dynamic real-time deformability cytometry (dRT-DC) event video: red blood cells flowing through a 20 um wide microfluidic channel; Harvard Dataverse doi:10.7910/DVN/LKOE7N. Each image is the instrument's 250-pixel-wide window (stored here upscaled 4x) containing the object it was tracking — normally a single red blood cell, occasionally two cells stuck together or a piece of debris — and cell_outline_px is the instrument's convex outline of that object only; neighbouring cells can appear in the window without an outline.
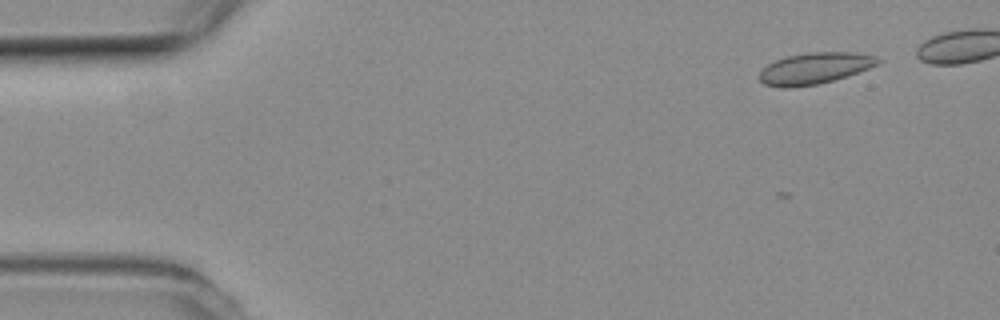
{"species": "common noctule bat (a hibernating species)", "species_latin": "Nyctalus noctula", "temperature_condition": "room temperature", "stored_images_in_passage": 2, "camera_frame_rate_fps": 3000, "um_per_image_px": 0.085, "animal": {"sex": "female", "body_mass_g": 19.3, "forearm_length_mm": 54.1}, "frame": {"image": 1, "passage_image": 2, "time_ms": 0.333, "image_size_px": [1000, 320], "cell_outline_px": [[880, 64], [820, 84], [788, 88], [780, 88], [764, 84], [760, 80], [760, 72], [768, 64], [776, 60], [788, 56], [808, 52], [852, 52], [876, 56], [880, 60]], "centroid_in_image_um": [69.23, 5.81], "position_along_channel_um": 15.8, "area_um2": 21.44}}